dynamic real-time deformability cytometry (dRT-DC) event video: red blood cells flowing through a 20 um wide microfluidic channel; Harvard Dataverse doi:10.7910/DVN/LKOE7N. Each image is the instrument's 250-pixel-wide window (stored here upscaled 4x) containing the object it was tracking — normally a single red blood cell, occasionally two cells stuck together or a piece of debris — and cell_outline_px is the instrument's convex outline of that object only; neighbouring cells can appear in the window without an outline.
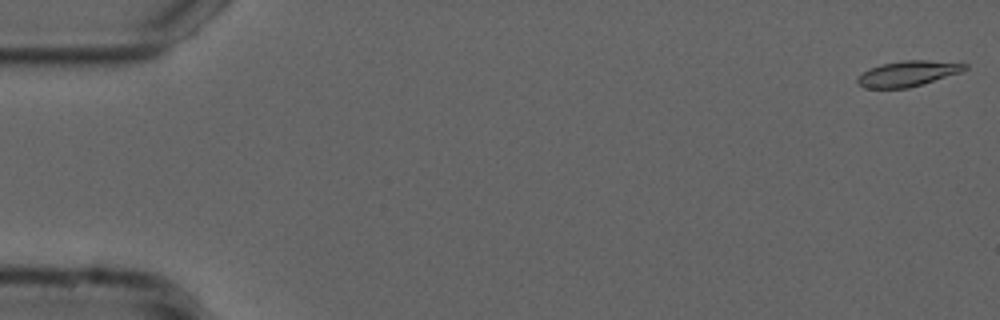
{"species": "common noctule bat (a hibernating species)", "species_latin": "Nyctalus noctula", "temperature_condition": "cold", "stored_images_in_passage": 55, "camera_frame_rate_fps": 3000, "um_per_image_px": 0.085, "animal": {"sex": "male", "forearm_length_mm": 52.5}, "frame": {"image": 1, "passage_image": 1, "time_ms": 0.0, "image_size_px": [1000, 320], "cell_outline_px": [[968, 68], [960, 72], [908, 88], [868, 88], [860, 84], [856, 80], [856, 76], [868, 68], [880, 64], [904, 60], [928, 60], [968, 64]], "centroid_in_image_um": [77.12, 6.24], "position_along_channel_um": 7.9, "area_um2": 15.84}}
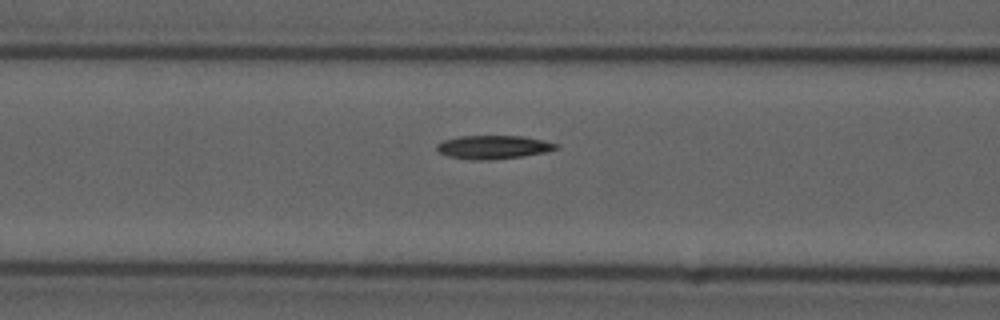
{"frame": {"image": 2, "passage_image": 22, "time_ms": 7.0, "image_size_px": [1000, 320], "cell_outline_px": [[560, 148], [544, 152], [524, 156], [492, 160], [472, 160], [448, 156], [440, 152], [436, 148], [436, 144], [444, 140], [460, 136], [520, 136], [544, 140], [560, 144]], "centroid_in_image_um": [41.96, 12.51], "position_along_channel_um": 124.6, "area_um2": 16.42}}
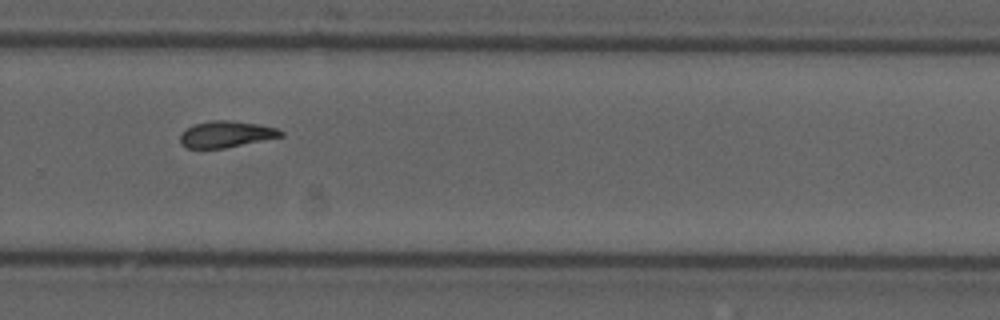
{"frame": {"image": 3, "passage_image": 37, "time_ms": 12.0, "image_size_px": [1000, 320], "cell_outline_px": [[284, 136], [224, 148], [188, 148], [180, 144], [180, 136], [184, 128], [192, 124], [212, 120], [228, 120], [256, 124], [276, 128], [284, 132]], "centroid_in_image_um": [19.17, 11.4], "position_along_channel_um": 310.6, "area_um2": 15.49}, "authors_computed_cell_mechanics": {"area_um2": 16.184, "velocity_mm_per_s": 3.7299, "shape_relaxation_time_tau1_ms": null, "shape_relaxation_time_tau2_ms": 6.386, "deformation_change_tau1": null, "deformation_change_tau2": 0.1425}}